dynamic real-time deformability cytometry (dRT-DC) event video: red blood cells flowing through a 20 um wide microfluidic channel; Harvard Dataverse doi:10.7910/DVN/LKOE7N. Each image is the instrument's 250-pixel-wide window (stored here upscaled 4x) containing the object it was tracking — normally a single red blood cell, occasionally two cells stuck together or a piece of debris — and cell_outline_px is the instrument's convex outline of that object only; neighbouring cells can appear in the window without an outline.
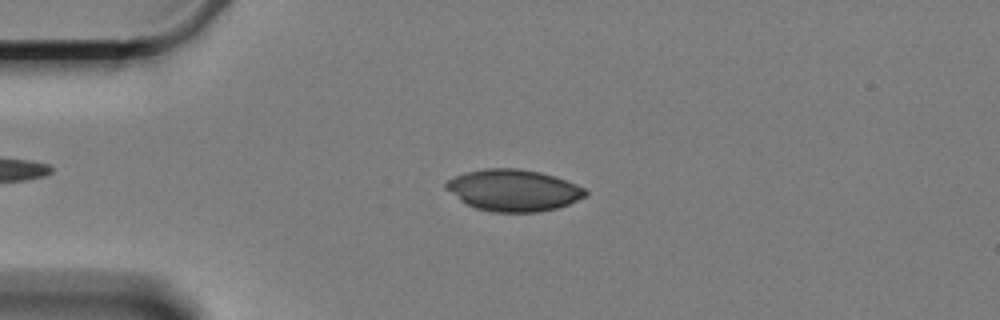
{"species": "Egyptian fruit bat (a non-hibernating species)", "species_latin": "Rousettus aegyptiacus", "temperature_condition": "cold", "stored_images_in_passage": 53, "camera_frame_rate_fps": 3000, "um_per_image_px": 0.085, "animal": {"sex": "female"}, "frame": {"image": 1, "passage_image": 13, "time_ms": 4.0, "image_size_px": [1000, 320], "cell_outline_px": [[588, 196], [568, 204], [556, 208], [536, 212], [492, 212], [476, 208], [460, 200], [444, 188], [444, 184], [448, 180], [456, 176], [468, 172], [488, 168], [516, 168], [540, 172], [576, 184], [584, 188], [588, 192]], "centroid_in_image_um": [43.65, 16.18], "position_along_channel_um": 41.4, "area_um2": 33.58}}
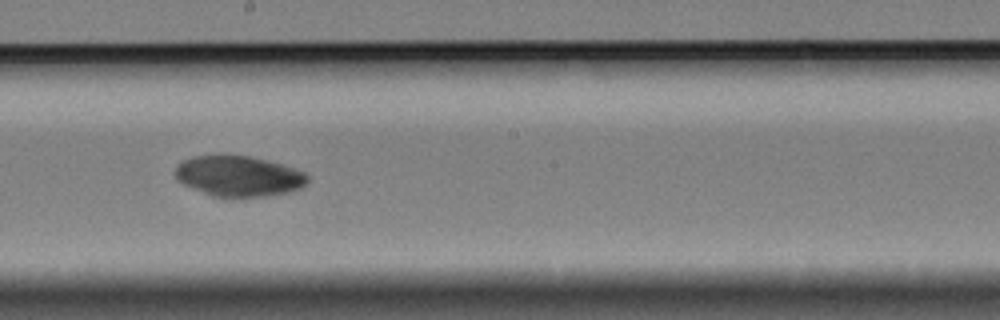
{"frame": {"image": 2, "passage_image": 32, "time_ms": 10.333, "image_size_px": [1000, 320], "cell_outline_px": [[308, 180], [300, 188], [288, 192], [264, 196], [212, 196], [184, 184], [176, 180], [176, 164], [192, 156], [216, 152], [248, 156], [284, 164], [296, 168], [304, 172], [308, 176]], "centroid_in_image_um": [20.25, 14.91], "position_along_channel_um": 227.9, "area_um2": 31.67}}
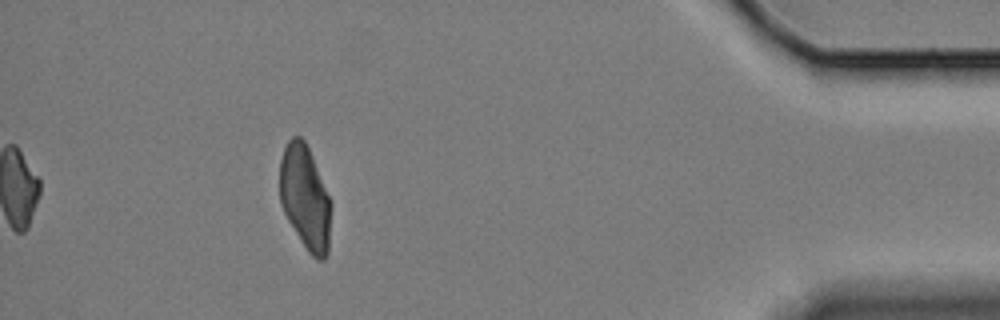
{"frame": {"image": 3, "passage_image": 53, "time_ms": 17.333, "image_size_px": [1000, 320], "cell_outline_px": [[332, 208], [328, 252], [324, 260], [316, 260], [308, 252], [288, 220], [280, 204], [280, 160], [284, 148], [288, 140], [292, 136], [300, 136], [304, 140], [312, 156], [332, 200]], "centroid_in_image_um": [25.96, 16.81], "position_along_channel_um": 409.2, "area_um2": 31.5}}